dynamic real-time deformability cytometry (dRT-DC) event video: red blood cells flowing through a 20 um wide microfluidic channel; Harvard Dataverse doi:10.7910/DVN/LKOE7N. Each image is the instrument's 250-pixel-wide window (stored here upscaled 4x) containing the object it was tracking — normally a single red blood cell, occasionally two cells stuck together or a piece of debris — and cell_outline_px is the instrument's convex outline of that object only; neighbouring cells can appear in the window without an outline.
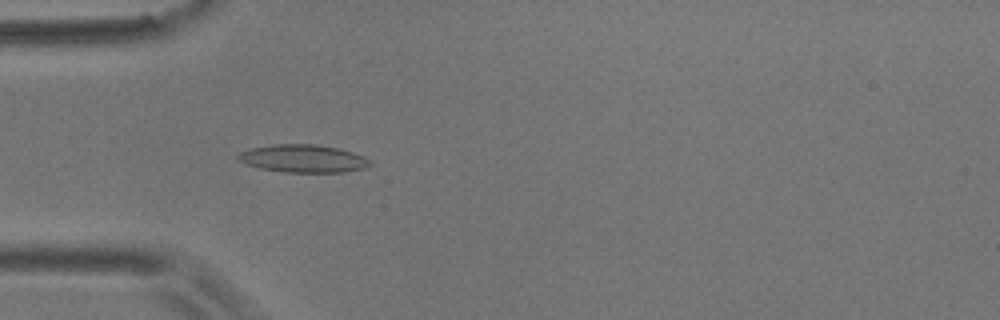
{"species": "common noctule bat (a hibernating species)", "species_latin": "Nyctalus noctula", "temperature_condition": "room temperature", "stored_images_in_passage": 5, "camera_frame_rate_fps": 3000, "um_per_image_px": 0.085, "animal": {"sex": "male", "body_mass_g": 17.9}, "frame": {"image": 1, "passage_image": 5, "time_ms": 1.333, "image_size_px": [1000, 320], "cell_outline_px": [[376, 164], [364, 168], [344, 172], [284, 172], [260, 168], [244, 164], [236, 160], [236, 156], [240, 152], [252, 148], [272, 144], [316, 144], [340, 148], [364, 156], [372, 160]], "centroid_in_image_um": [25.79, 13.47], "position_along_channel_um": 59.2, "area_um2": 21.73}}